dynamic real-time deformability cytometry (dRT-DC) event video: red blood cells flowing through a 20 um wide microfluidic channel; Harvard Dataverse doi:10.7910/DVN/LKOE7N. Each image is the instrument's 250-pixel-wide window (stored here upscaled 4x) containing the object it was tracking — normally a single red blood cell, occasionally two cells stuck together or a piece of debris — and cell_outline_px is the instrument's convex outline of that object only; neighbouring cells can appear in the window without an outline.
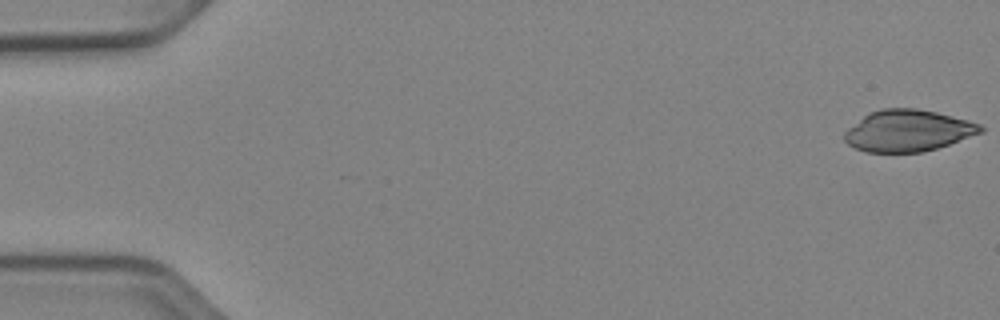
{"species": "Egyptian fruit bat (a non-hibernating species)", "species_latin": "Rousettus aegyptiacus", "temperature_condition": "cold", "stored_images_in_passage": 52, "camera_frame_rate_fps": 3000, "um_per_image_px": 0.085, "animal": {"sex": "female"}, "frame": {"image": 1, "passage_image": 1, "time_ms": 0.0, "image_size_px": [1000, 320], "cell_outline_px": [[984, 132], [936, 148], [920, 152], [864, 152], [848, 144], [844, 140], [844, 132], [848, 128], [868, 112], [880, 108], [916, 108], [936, 112], [968, 120], [980, 124], [984, 128]], "centroid_in_image_um": [77.16, 11.1], "position_along_channel_um": 7.8, "area_um2": 32.95}}
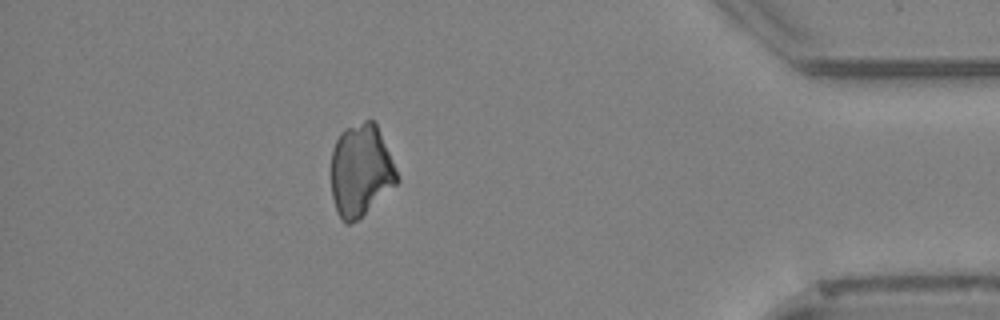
{"frame": {"image": 2, "passage_image": 46, "time_ms": 15.0, "image_size_px": [1000, 320], "cell_outline_px": [[400, 180], [396, 184], [356, 220], [348, 224], [344, 224], [336, 208], [332, 196], [332, 148], [340, 132], [344, 128], [364, 120], [372, 120], [376, 124]], "centroid_in_image_um": [30.64, 14.46], "position_along_channel_um": 404.6, "area_um2": 34.68}}